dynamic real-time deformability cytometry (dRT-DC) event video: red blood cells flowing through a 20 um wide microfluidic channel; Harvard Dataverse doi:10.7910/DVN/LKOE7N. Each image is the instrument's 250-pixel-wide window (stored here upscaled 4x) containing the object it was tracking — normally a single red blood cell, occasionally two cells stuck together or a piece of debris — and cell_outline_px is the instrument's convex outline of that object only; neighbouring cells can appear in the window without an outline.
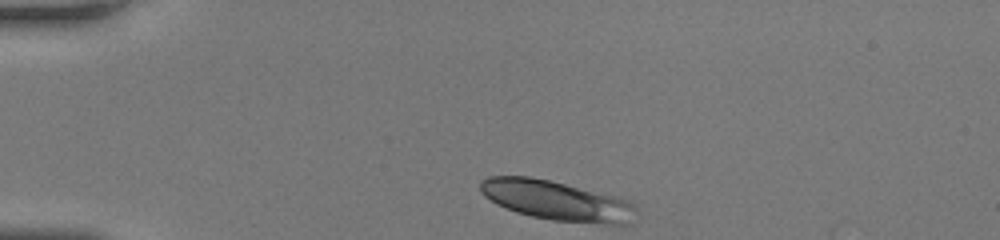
{"species": "human", "species_latin": "Homo sapiens", "temperature_condition": "room temperature", "stored_images_in_passage": 49, "camera_frame_rate_fps": 3000, "um_per_image_px": 0.085, "donor": {"sex": "female"}, "frame": {"image": 1, "passage_image": 1, "time_ms": 0.0, "image_size_px": [1000, 240], "cell_outline_px": [[636, 208], [624, 224], [612, 224], [552, 220], [532, 216], [516, 212], [496, 204], [484, 196], [480, 192], [480, 180], [488, 176], [528, 176], [548, 180], [616, 196], [628, 200]], "centroid_in_image_um": [47.21, 17.02], "position_along_channel_um": 37.8, "area_um2": 35.43}}
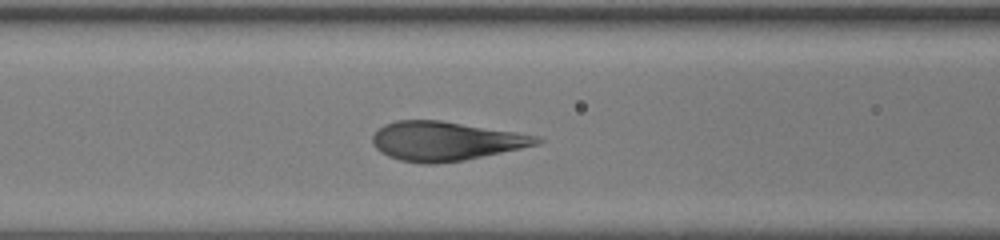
{"frame": {"image": 2, "passage_image": 23, "time_ms": 7.333, "image_size_px": [1000, 240], "cell_outline_px": [[544, 140], [540, 144], [464, 160], [432, 164], [424, 164], [400, 160], [388, 156], [380, 152], [372, 144], [372, 136], [376, 128], [384, 124], [396, 120], [440, 120], [536, 136]], "centroid_in_image_um": [37.79, 11.99], "position_along_channel_um": 128.8, "area_um2": 37.17}}
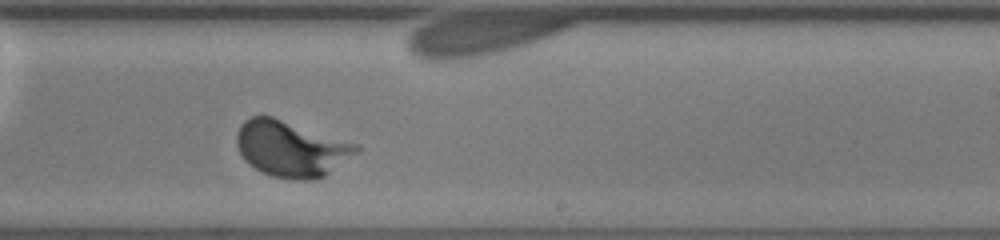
{"frame": {"image": 3, "passage_image": 45, "time_ms": 14.667, "image_size_px": [1000, 240], "cell_outline_px": [[360, 148], [356, 152], [324, 176], [312, 180], [292, 180], [272, 176], [260, 172], [248, 164], [244, 160], [236, 144], [236, 132], [240, 124], [244, 120], [252, 116], [272, 116], [360, 144]], "centroid_in_image_um": [24.7, 12.63], "position_along_channel_um": 264.3, "area_um2": 39.07}}